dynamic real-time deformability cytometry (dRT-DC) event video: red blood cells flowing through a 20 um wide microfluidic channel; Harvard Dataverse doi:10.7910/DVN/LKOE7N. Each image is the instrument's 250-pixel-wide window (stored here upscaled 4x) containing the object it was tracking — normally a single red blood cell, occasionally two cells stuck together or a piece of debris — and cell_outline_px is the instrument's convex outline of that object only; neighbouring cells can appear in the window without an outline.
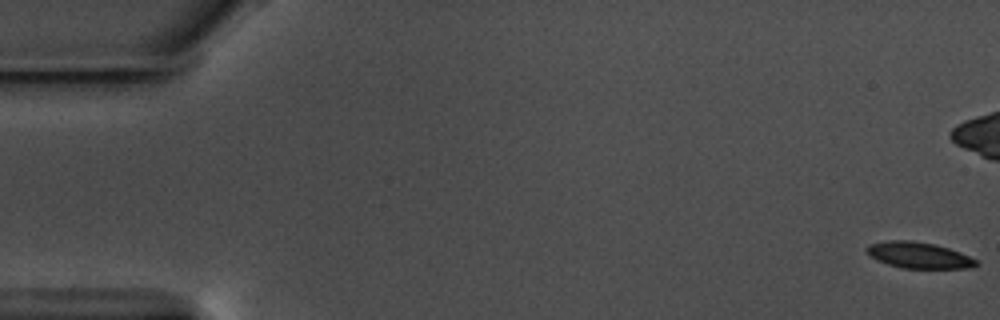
{"species": "common noctule bat (a hibernating species)", "species_latin": "Nyctalus noctula", "temperature_condition": "warm", "stored_images_in_passage": 60, "camera_frame_rate_fps": 3000, "um_per_image_px": 0.085, "animal": {"sex": "male", "body_mass_g": 17.5, "forearm_length_mm": 52.3}, "frame": {"image": 1, "passage_image": 1, "time_ms": 0.0, "image_size_px": [1000, 320], "cell_outline_px": [[980, 264], [972, 268], [904, 268], [888, 264], [876, 260], [864, 248], [872, 244], [888, 240], [912, 240], [936, 244], [960, 252], [976, 260]], "centroid_in_image_um": [78.12, 21.69], "position_along_channel_um": 6.9, "area_um2": 16.59}}
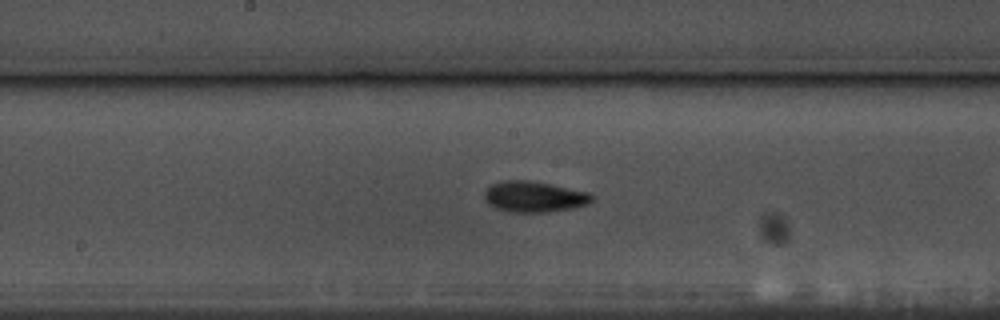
{"frame": {"image": 2, "passage_image": 31, "time_ms": 10.0, "image_size_px": [1000, 320], "cell_outline_px": [[596, 200], [588, 204], [572, 208], [548, 212], [512, 212], [496, 208], [488, 204], [484, 200], [484, 192], [492, 184], [504, 180], [524, 180], [552, 184], [592, 192], [596, 196]], "centroid_in_image_um": [45.48, 16.72], "position_along_channel_um": 202.7, "area_um2": 19.65}}
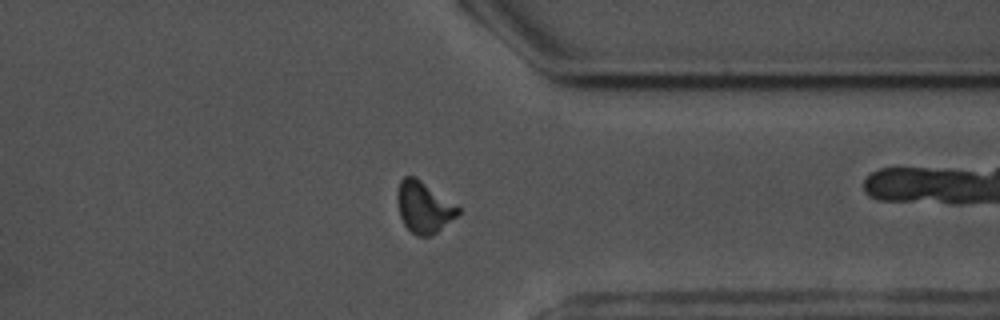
{"frame": {"image": 3, "passage_image": 46, "time_ms": 15.0, "image_size_px": [1000, 320], "cell_outline_px": [[460, 212], [456, 216], [436, 232], [428, 236], [416, 236], [404, 224], [400, 216], [396, 196], [400, 180], [404, 176], [416, 176], [460, 208]], "centroid_in_image_um": [35.99, 17.59], "position_along_channel_um": 375.4, "area_um2": 17.92}, "authors_computed_cell_mechanics": {"area_um2": 17.34, "velocity_mm_per_s": 3.5325, "shape_relaxation_time_tau1_ms": 4.5214, "shape_relaxation_time_tau2_ms": 8.4899, "deformation_change_tau1": 0.1364, "deformation_change_tau2": 0.1231}}